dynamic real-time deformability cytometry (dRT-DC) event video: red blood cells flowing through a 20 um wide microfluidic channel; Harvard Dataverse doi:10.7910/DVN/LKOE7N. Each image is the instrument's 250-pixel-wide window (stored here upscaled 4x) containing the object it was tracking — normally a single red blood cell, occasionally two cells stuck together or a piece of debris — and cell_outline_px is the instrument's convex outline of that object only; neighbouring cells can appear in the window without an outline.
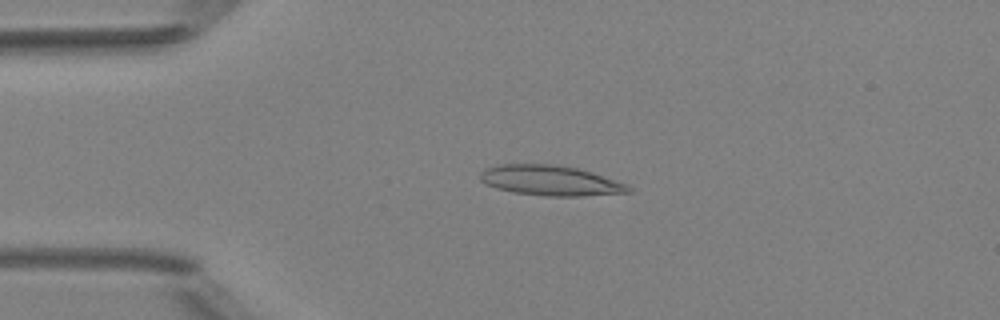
{"species": "Egyptian fruit bat (a non-hibernating species)", "species_latin": "Rousettus aegyptiacus", "temperature_condition": "room temperature", "stored_images_in_passage": 3, "camera_frame_rate_fps": 3000, "um_per_image_px": 0.085, "animal": {"sex": "female"}, "frame": {"image": 1, "passage_image": 3, "time_ms": 2.333, "image_size_px": [1000, 320], "cell_outline_px": [[632, 192], [584, 196], [544, 196], [512, 192], [496, 188], [484, 184], [480, 180], [480, 172], [484, 168], [496, 164], [556, 164], [576, 168], [592, 172], [628, 184], [632, 188]], "centroid_in_image_um": [46.76, 15.34], "position_along_channel_um": 38.2, "area_um2": 26.41}}